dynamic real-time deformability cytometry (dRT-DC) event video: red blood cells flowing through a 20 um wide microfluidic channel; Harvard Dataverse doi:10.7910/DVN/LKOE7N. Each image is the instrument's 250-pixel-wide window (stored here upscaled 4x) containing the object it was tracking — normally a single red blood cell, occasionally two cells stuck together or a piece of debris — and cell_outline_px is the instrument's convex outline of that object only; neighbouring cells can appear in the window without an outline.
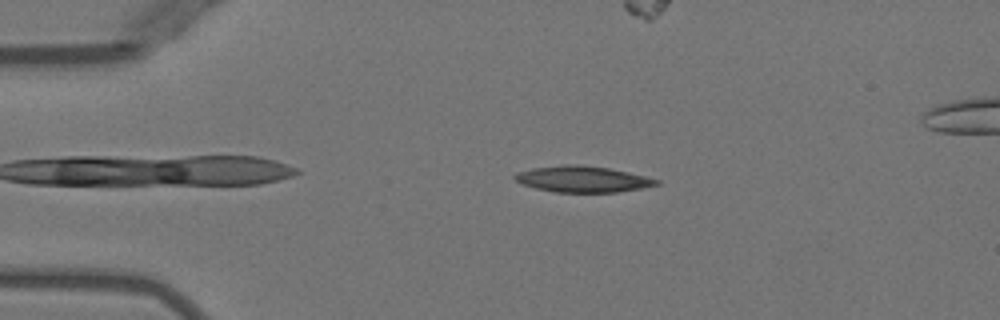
{"species": "Egyptian fruit bat (a non-hibernating species)", "species_latin": "Rousettus aegyptiacus", "temperature_condition": "warm", "stored_images_in_passage": 49, "segment_of_instrument_passage": [1, 2], "camera_frame_rate_fps": 3000, "um_per_image_px": 0.085, "animal": {"sex": "female"}, "frame": {"image": 1, "passage_image": 8, "time_ms": 2.333, "image_size_px": [1000, 320], "cell_outline_px": [[660, 184], [640, 188], [616, 192], [552, 192], [520, 184], [512, 176], [516, 172], [532, 168], [564, 164], [580, 164], [608, 168], [628, 172], [660, 180]], "centroid_in_image_um": [49.47, 15.22], "position_along_channel_um": 35.5, "area_um2": 21.62}}
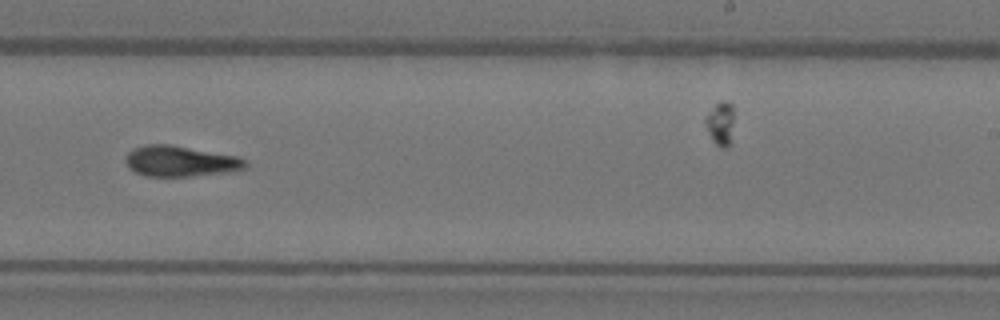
{"frame": {"image": 2, "passage_image": 29, "time_ms": 9.333, "image_size_px": [1000, 320], "cell_outline_px": [[248, 168], [236, 172], [188, 176], [144, 176], [128, 168], [124, 160], [124, 156], [132, 148], [144, 144], [172, 144], [240, 156], [248, 164]], "centroid_in_image_um": [15.36, 13.69], "position_along_channel_um": 273.6, "area_um2": 22.14}}
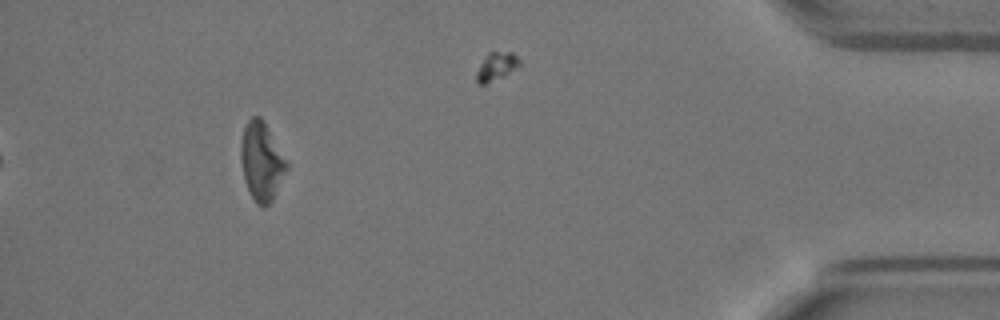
{"frame": {"image": 3, "passage_image": 44, "time_ms": 14.333, "image_size_px": [1000, 320], "cell_outline_px": [[288, 168], [272, 200], [268, 204], [256, 204], [244, 180], [240, 160], [240, 140], [244, 128], [248, 120], [252, 116], [260, 116], [288, 164]], "centroid_in_image_um": [22.2, 13.71], "position_along_channel_um": 413.0, "area_um2": 20.46}}